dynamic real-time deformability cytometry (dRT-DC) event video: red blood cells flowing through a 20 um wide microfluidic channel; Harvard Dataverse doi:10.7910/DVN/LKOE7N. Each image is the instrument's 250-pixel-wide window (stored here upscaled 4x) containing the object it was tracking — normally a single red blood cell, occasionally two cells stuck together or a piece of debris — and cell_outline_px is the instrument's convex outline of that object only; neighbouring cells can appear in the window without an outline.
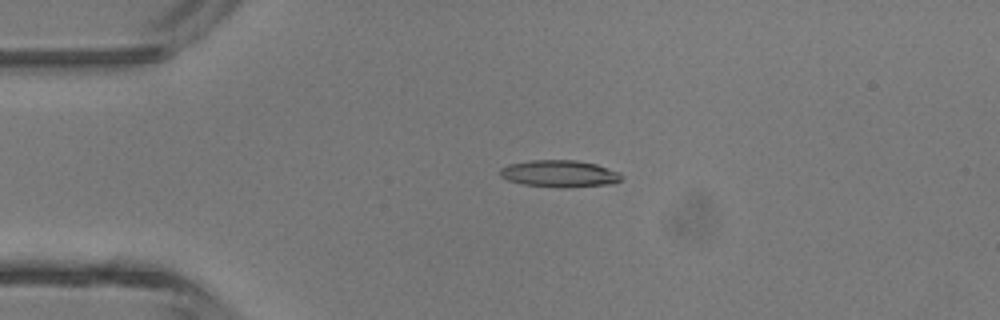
{"species": "common noctule bat (a hibernating species)", "species_latin": "Nyctalus noctula", "temperature_condition": "room temperature", "stored_images_in_passage": 3, "camera_frame_rate_fps": 3000, "um_per_image_px": 0.085, "animal": {"sex": "male", "body_mass_g": 13.3}, "frame": {"image": 1, "passage_image": 3, "time_ms": 0.667, "image_size_px": [1000, 320], "cell_outline_px": [[624, 176], [616, 184], [564, 188], [560, 188], [524, 184], [508, 180], [500, 176], [500, 168], [508, 164], [532, 160], [576, 160], [596, 164], [620, 172]], "centroid_in_image_um": [47.6, 14.77], "position_along_channel_um": 37.4, "area_um2": 19.31}}